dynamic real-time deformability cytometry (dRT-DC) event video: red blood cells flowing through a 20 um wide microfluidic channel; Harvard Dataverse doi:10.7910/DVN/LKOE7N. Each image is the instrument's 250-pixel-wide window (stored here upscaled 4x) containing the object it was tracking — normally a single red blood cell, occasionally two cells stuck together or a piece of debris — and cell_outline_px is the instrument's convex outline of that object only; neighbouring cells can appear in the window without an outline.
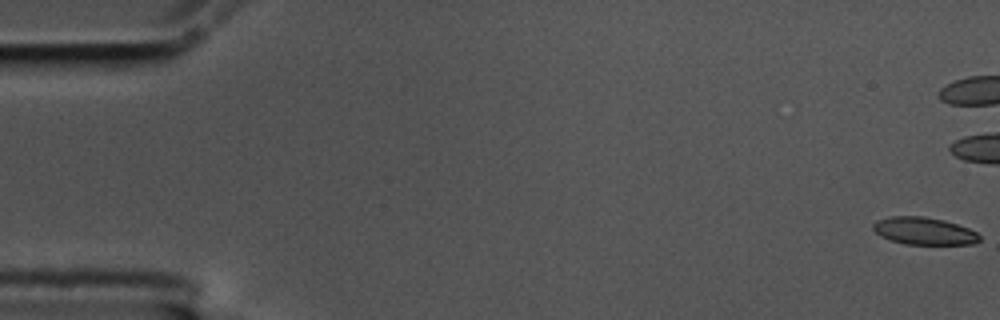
{"species": "common noctule bat (a hibernating species)", "species_latin": "Nyctalus noctula", "temperature_condition": "cold", "stored_images_in_passage": 60, "camera_frame_rate_fps": 3000, "um_per_image_px": 0.085, "animal": {"sex": "male", "body_mass_g": 17.5, "forearm_length_mm": 52.3}, "frame": {"image": 1, "passage_image": 1, "time_ms": 0.0, "image_size_px": [1000, 320], "cell_outline_px": [[980, 240], [976, 244], [904, 244], [888, 240], [880, 236], [872, 228], [872, 224], [876, 220], [888, 216], [924, 216], [944, 220], [968, 228], [976, 232], [980, 236]], "centroid_in_image_um": [78.51, 19.63], "position_along_channel_um": 6.5, "area_um2": 17.17}}
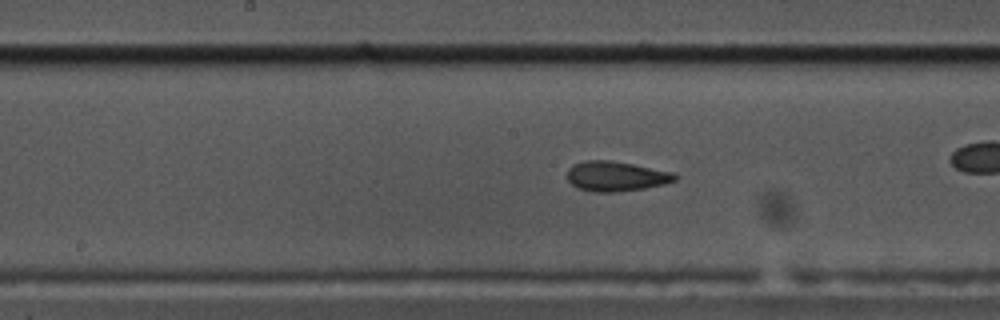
{"frame": {"image": 2, "passage_image": 30, "time_ms": 9.667, "image_size_px": [1000, 320], "cell_outline_px": [[676, 180], [664, 184], [644, 188], [616, 192], [596, 192], [576, 188], [568, 180], [568, 168], [572, 164], [584, 160], [612, 160], [672, 172], [676, 176]], "centroid_in_image_um": [52.31, 14.98], "position_along_channel_um": 195.9, "area_um2": 18.73}}
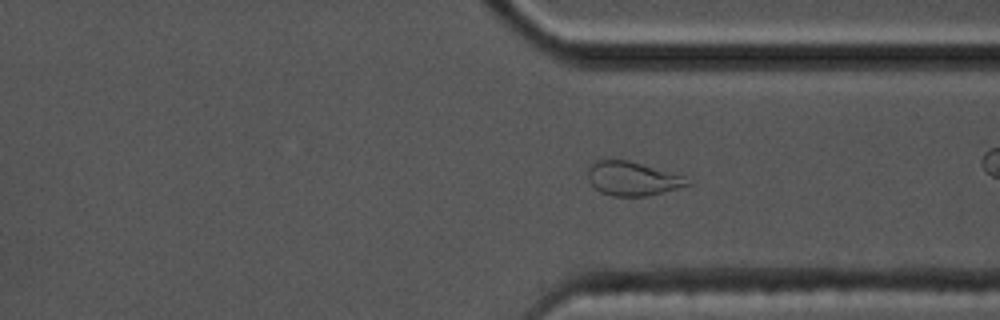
{"frame": {"image": 3, "passage_image": 44, "time_ms": 14.333, "image_size_px": [1000, 320], "cell_outline_px": [[692, 184], [648, 196], [612, 196], [600, 192], [588, 180], [588, 168], [596, 160], [628, 160], [684, 176]], "centroid_in_image_um": [53.74, 15.19], "position_along_channel_um": 357.7, "area_um2": 19.48}, "authors_computed_cell_mechanics": {"area_um2": 18.4093, "velocity_mm_per_s": 3.4656, "shape_relaxation_time_tau1_ms": 5.89, "shape_relaxation_time_tau2_ms": 2.797, "deformation_change_tau1": 0.1735, "deformation_change_tau2": 0.0907}}